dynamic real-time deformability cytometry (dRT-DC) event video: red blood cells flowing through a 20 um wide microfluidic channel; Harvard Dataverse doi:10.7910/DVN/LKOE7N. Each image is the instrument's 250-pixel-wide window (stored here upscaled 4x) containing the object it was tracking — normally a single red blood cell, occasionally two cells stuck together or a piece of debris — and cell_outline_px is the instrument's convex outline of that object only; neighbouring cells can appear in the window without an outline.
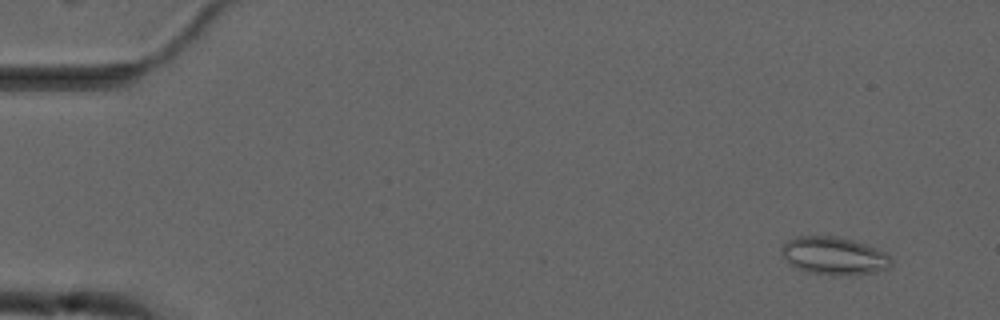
{"species": "common noctule bat (a hibernating species)", "species_latin": "Nyctalus noctula", "temperature_condition": "cold", "stored_images_in_passage": 6, "camera_frame_rate_fps": 3000, "um_per_image_px": 0.085, "animal": {"sex": "male", "forearm_length_mm": 52.5}, "frame": {"image": 1, "passage_image": 2, "time_ms": 1.0, "image_size_px": [1000, 320], "cell_outline_px": [[892, 264], [888, 268], [876, 272], [836, 276], [832, 276], [808, 272], [796, 268], [780, 252], [780, 248], [788, 240], [796, 236], [836, 236], [852, 240], [888, 252], [892, 260]], "centroid_in_image_um": [70.92, 21.75], "position_along_channel_um": 14.1, "area_um2": 24.28}}
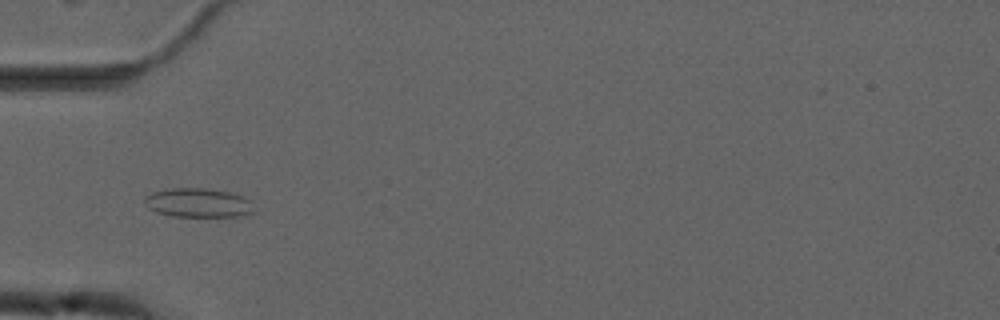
{"frame": {"image": 2, "passage_image": 6, "time_ms": 5.667, "image_size_px": [1000, 320], "cell_outline_px": [[252, 212], [244, 216], [172, 216], [156, 212], [148, 208], [144, 204], [144, 196], [152, 192], [172, 188], [204, 188], [228, 192], [252, 200]], "centroid_in_image_um": [16.8, 17.24], "position_along_channel_um": 68.2, "area_um2": 18.5}}